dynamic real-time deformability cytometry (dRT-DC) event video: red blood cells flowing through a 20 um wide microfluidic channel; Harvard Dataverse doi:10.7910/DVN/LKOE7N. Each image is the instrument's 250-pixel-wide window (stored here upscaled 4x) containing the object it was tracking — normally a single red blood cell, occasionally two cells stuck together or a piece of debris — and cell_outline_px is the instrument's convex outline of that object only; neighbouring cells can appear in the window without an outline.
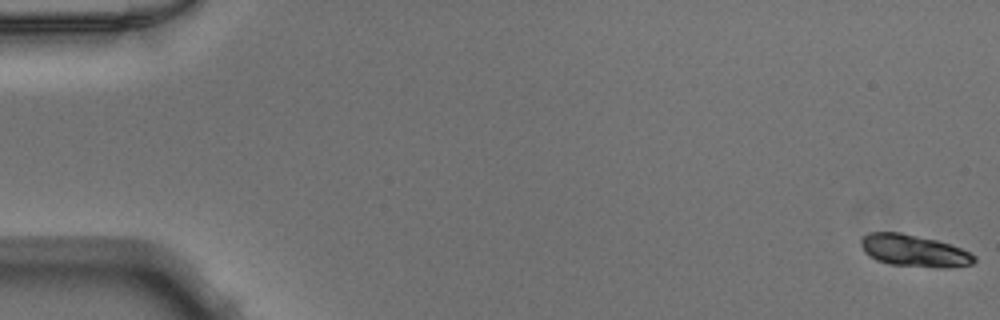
{"species": "Egyptian fruit bat (a non-hibernating species)", "species_latin": "Rousettus aegyptiacus", "temperature_condition": "warm", "stored_images_in_passage": 51, "camera_frame_rate_fps": 3000, "um_per_image_px": 0.085, "animal": {"sex": "male"}, "frame": {"image": 1, "passage_image": 1, "time_ms": 0.0, "image_size_px": [1000, 320], "cell_outline_px": [[976, 260], [972, 264], [948, 268], [936, 268], [888, 264], [876, 260], [868, 256], [864, 252], [860, 244], [860, 240], [868, 232], [900, 232], [936, 240], [960, 248], [976, 256]], "centroid_in_image_um": [77.66, 21.32], "position_along_channel_um": 7.3, "area_um2": 21.21}}
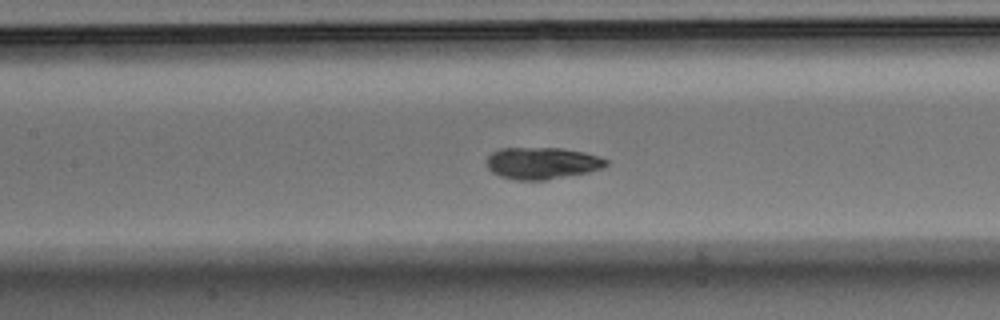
{"frame": {"image": 2, "passage_image": 24, "time_ms": 7.667, "image_size_px": [1000, 320], "cell_outline_px": [[608, 164], [600, 168], [588, 172], [544, 180], [512, 180], [500, 176], [492, 172], [488, 168], [488, 156], [492, 152], [500, 148], [560, 148], [584, 152], [600, 156], [608, 160]], "centroid_in_image_um": [46.07, 13.86], "position_along_channel_um": 161.3, "area_um2": 22.08}}
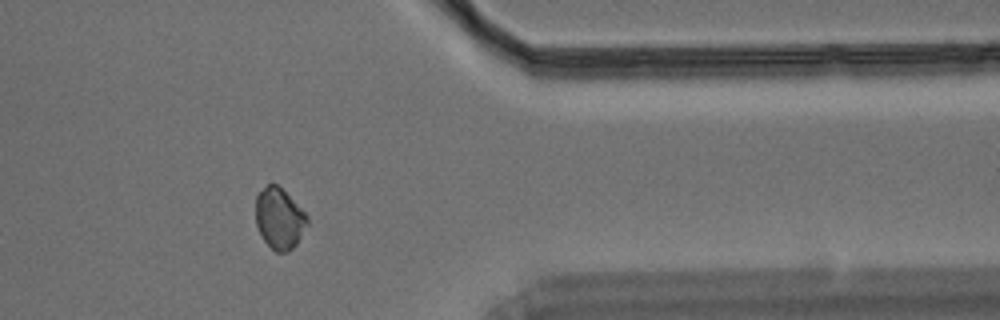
{"frame": {"image": 3, "passage_image": 42, "time_ms": 13.667, "image_size_px": [1000, 320], "cell_outline_px": [[308, 224], [296, 244], [288, 252], [276, 252], [264, 240], [256, 224], [256, 196], [268, 184], [276, 184], [308, 216]], "centroid_in_image_um": [23.74, 18.6], "position_along_channel_um": 387.7, "area_um2": 17.86}}